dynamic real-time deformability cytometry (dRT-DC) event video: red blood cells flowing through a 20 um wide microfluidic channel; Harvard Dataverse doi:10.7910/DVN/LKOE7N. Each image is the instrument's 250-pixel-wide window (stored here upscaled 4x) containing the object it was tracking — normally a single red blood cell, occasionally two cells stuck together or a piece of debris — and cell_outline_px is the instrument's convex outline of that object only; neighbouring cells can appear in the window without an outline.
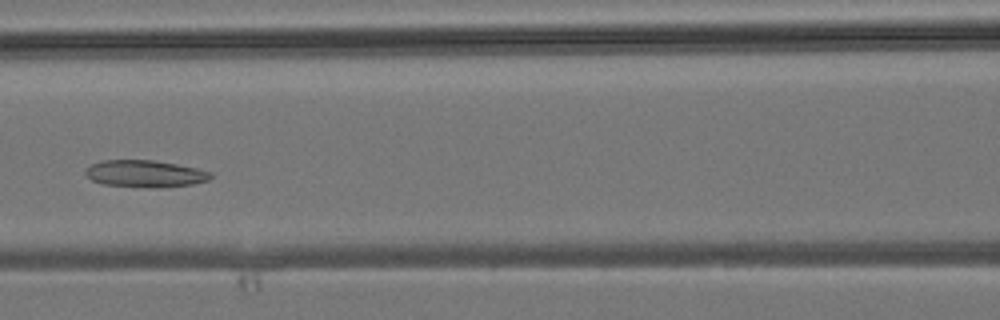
{"species": "common noctule bat (a hibernating species)", "species_latin": "Nyctalus noctula", "temperature_condition": "room temperature", "stored_images_in_passage": 37, "camera_frame_rate_fps": 3000, "um_per_image_px": 0.085, "animal": {"sex": "male", "body_mass_g": 19.2, "forearm_length_mm": 51.8}, "frame": {"image": 1, "passage_image": 17, "time_ms": 5.333, "image_size_px": [1000, 320], "cell_outline_px": [[212, 176], [208, 180], [192, 184], [160, 188], [152, 188], [104, 184], [92, 180], [84, 172], [84, 168], [100, 160], [152, 160], [176, 164], [196, 168], [212, 172]], "centroid_in_image_um": [12.32, 14.76], "position_along_channel_um": 154.3, "area_um2": 19.71}}
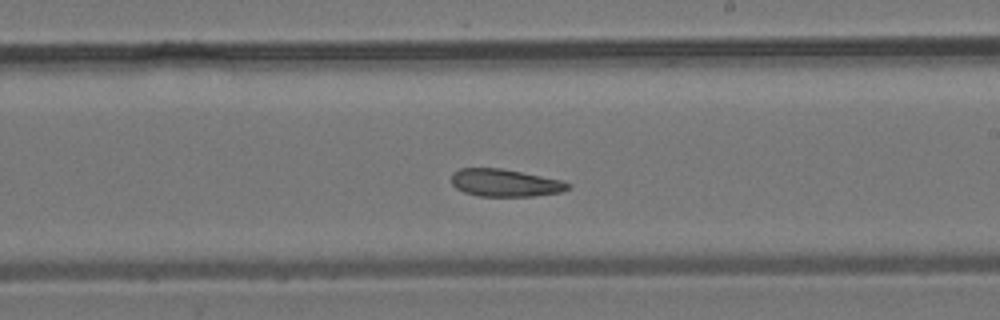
{"frame": {"image": 2, "passage_image": 23, "time_ms": 7.333, "image_size_px": [1000, 320], "cell_outline_px": [[572, 188], [560, 192], [532, 196], [480, 196], [464, 192], [456, 188], [452, 184], [452, 172], [460, 168], [500, 168], [560, 180], [572, 184]], "centroid_in_image_um": [42.92, 15.54], "position_along_channel_um": 246.1, "area_um2": 18.55}}
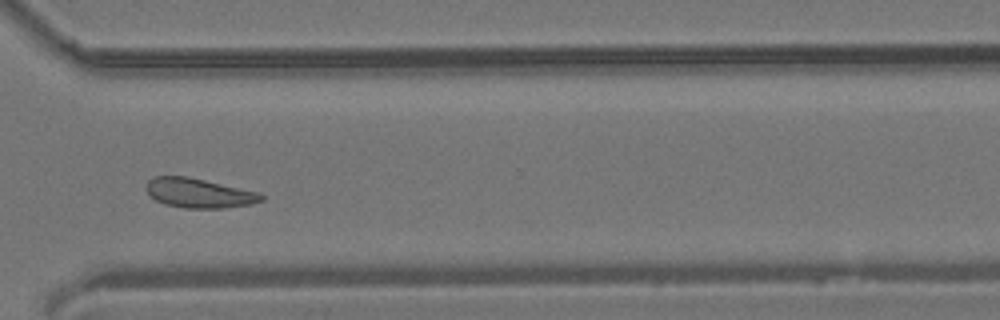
{"frame": {"image": 3, "passage_image": 30, "time_ms": 9.667, "image_size_px": [1000, 320], "cell_outline_px": [[264, 200], [252, 204], [224, 208], [184, 208], [164, 204], [156, 200], [144, 188], [148, 180], [152, 176], [188, 176], [260, 192], [264, 196]], "centroid_in_image_um": [16.92, 16.4], "position_along_channel_um": 353.7, "area_um2": 20.0}}